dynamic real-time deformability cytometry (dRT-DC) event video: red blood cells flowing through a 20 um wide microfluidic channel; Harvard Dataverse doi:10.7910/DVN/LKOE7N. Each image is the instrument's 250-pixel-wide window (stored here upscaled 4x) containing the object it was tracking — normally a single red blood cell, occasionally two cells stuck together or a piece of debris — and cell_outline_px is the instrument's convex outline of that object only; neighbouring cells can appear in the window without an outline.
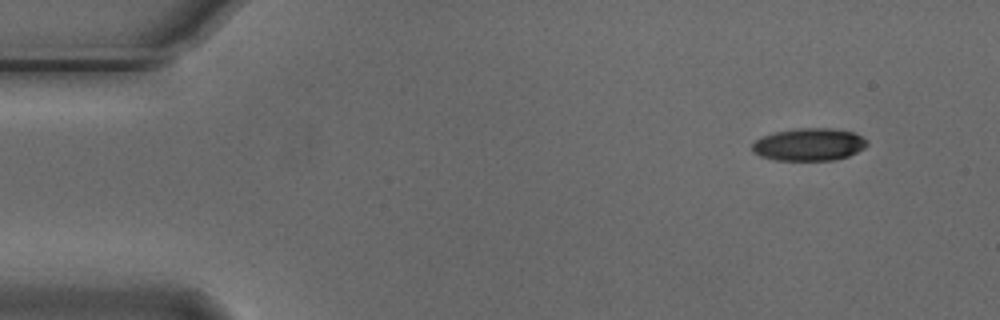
{"species": "Egyptian fruit bat (a non-hibernating species)", "species_latin": "Rousettus aegyptiacus", "temperature_condition": "cold", "stored_images_in_passage": 3, "camera_frame_rate_fps": 3000, "um_per_image_px": 0.085, "animal": {"sex": "male"}, "frame": {"image": 1, "passage_image": 3, "time_ms": 0.667, "image_size_px": [1000, 320], "cell_outline_px": [[868, 144], [864, 148], [848, 156], [832, 160], [776, 160], [760, 156], [752, 152], [752, 144], [756, 140], [764, 136], [776, 132], [796, 128], [832, 128], [852, 132], [868, 140]], "centroid_in_image_um": [68.76, 12.28], "position_along_channel_um": 16.2, "area_um2": 21.68}}